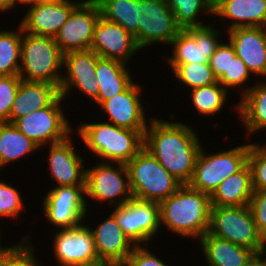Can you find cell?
Segmentation results:
<instances>
[{"label":"cell","instance_id":"6da1fadb","mask_svg":"<svg viewBox=\"0 0 266 266\" xmlns=\"http://www.w3.org/2000/svg\"><path fill=\"white\" fill-rule=\"evenodd\" d=\"M150 119L144 148L182 185L188 184L202 148L197 132L183 122Z\"/></svg>","mask_w":266,"mask_h":266},{"label":"cell","instance_id":"7a4b0ae2","mask_svg":"<svg viewBox=\"0 0 266 266\" xmlns=\"http://www.w3.org/2000/svg\"><path fill=\"white\" fill-rule=\"evenodd\" d=\"M159 205L161 227L198 240L208 232L212 208L209 194L183 184Z\"/></svg>","mask_w":266,"mask_h":266},{"label":"cell","instance_id":"3957f363","mask_svg":"<svg viewBox=\"0 0 266 266\" xmlns=\"http://www.w3.org/2000/svg\"><path fill=\"white\" fill-rule=\"evenodd\" d=\"M77 132L101 162H129L143 147L145 131H133L110 122L82 123Z\"/></svg>","mask_w":266,"mask_h":266},{"label":"cell","instance_id":"277c9868","mask_svg":"<svg viewBox=\"0 0 266 266\" xmlns=\"http://www.w3.org/2000/svg\"><path fill=\"white\" fill-rule=\"evenodd\" d=\"M63 53L53 37L22 32L19 76L28 82H45L60 87ZM61 71V72H60Z\"/></svg>","mask_w":266,"mask_h":266},{"label":"cell","instance_id":"5b68a950","mask_svg":"<svg viewBox=\"0 0 266 266\" xmlns=\"http://www.w3.org/2000/svg\"><path fill=\"white\" fill-rule=\"evenodd\" d=\"M125 165L135 199L160 203L182 185L144 147Z\"/></svg>","mask_w":266,"mask_h":266},{"label":"cell","instance_id":"8992f818","mask_svg":"<svg viewBox=\"0 0 266 266\" xmlns=\"http://www.w3.org/2000/svg\"><path fill=\"white\" fill-rule=\"evenodd\" d=\"M250 143L207 154L202 146L188 185L211 195L227 177L248 163Z\"/></svg>","mask_w":266,"mask_h":266},{"label":"cell","instance_id":"52a82bcc","mask_svg":"<svg viewBox=\"0 0 266 266\" xmlns=\"http://www.w3.org/2000/svg\"><path fill=\"white\" fill-rule=\"evenodd\" d=\"M208 232L254 252L266 244L257 231L249 205L212 206Z\"/></svg>","mask_w":266,"mask_h":266},{"label":"cell","instance_id":"ba28073f","mask_svg":"<svg viewBox=\"0 0 266 266\" xmlns=\"http://www.w3.org/2000/svg\"><path fill=\"white\" fill-rule=\"evenodd\" d=\"M63 101L64 98L59 95L48 107L34 110L12 123L40 148L61 142L74 133L64 114Z\"/></svg>","mask_w":266,"mask_h":266},{"label":"cell","instance_id":"9c48e42d","mask_svg":"<svg viewBox=\"0 0 266 266\" xmlns=\"http://www.w3.org/2000/svg\"><path fill=\"white\" fill-rule=\"evenodd\" d=\"M114 165V166H113ZM116 165V166H115ZM118 166V168H116ZM119 206L133 198L124 163L100 162L87 167L85 197ZM119 200V201H118Z\"/></svg>","mask_w":266,"mask_h":266},{"label":"cell","instance_id":"30bf717a","mask_svg":"<svg viewBox=\"0 0 266 266\" xmlns=\"http://www.w3.org/2000/svg\"><path fill=\"white\" fill-rule=\"evenodd\" d=\"M114 208L111 213L124 234L135 246H140V243L146 244L149 239L156 237L158 231L161 230L160 205L158 202L132 198Z\"/></svg>","mask_w":266,"mask_h":266},{"label":"cell","instance_id":"8fae6325","mask_svg":"<svg viewBox=\"0 0 266 266\" xmlns=\"http://www.w3.org/2000/svg\"><path fill=\"white\" fill-rule=\"evenodd\" d=\"M55 187V188H54ZM43 199L45 218L58 229L82 224L88 212L85 186H54Z\"/></svg>","mask_w":266,"mask_h":266},{"label":"cell","instance_id":"7c38bea8","mask_svg":"<svg viewBox=\"0 0 266 266\" xmlns=\"http://www.w3.org/2000/svg\"><path fill=\"white\" fill-rule=\"evenodd\" d=\"M55 232L53 252L61 266H104L98 258L91 227L84 222Z\"/></svg>","mask_w":266,"mask_h":266},{"label":"cell","instance_id":"4fadbf2b","mask_svg":"<svg viewBox=\"0 0 266 266\" xmlns=\"http://www.w3.org/2000/svg\"><path fill=\"white\" fill-rule=\"evenodd\" d=\"M100 17L99 6L95 0L80 1L54 37L60 51L65 54L90 49Z\"/></svg>","mask_w":266,"mask_h":266},{"label":"cell","instance_id":"5bb4252c","mask_svg":"<svg viewBox=\"0 0 266 266\" xmlns=\"http://www.w3.org/2000/svg\"><path fill=\"white\" fill-rule=\"evenodd\" d=\"M220 35L210 23L181 29L170 44L172 56H166V60L169 64L209 63L221 43Z\"/></svg>","mask_w":266,"mask_h":266},{"label":"cell","instance_id":"9a60e30c","mask_svg":"<svg viewBox=\"0 0 266 266\" xmlns=\"http://www.w3.org/2000/svg\"><path fill=\"white\" fill-rule=\"evenodd\" d=\"M138 8L144 14L138 24V46L141 50L152 43L171 44L181 28L166 0H138Z\"/></svg>","mask_w":266,"mask_h":266},{"label":"cell","instance_id":"2e32d148","mask_svg":"<svg viewBox=\"0 0 266 266\" xmlns=\"http://www.w3.org/2000/svg\"><path fill=\"white\" fill-rule=\"evenodd\" d=\"M97 54L91 50L70 51L63 54L62 76L59 87L60 95L67 100V95L74 89L86 94L98 104V80L95 78Z\"/></svg>","mask_w":266,"mask_h":266},{"label":"cell","instance_id":"e0dca14e","mask_svg":"<svg viewBox=\"0 0 266 266\" xmlns=\"http://www.w3.org/2000/svg\"><path fill=\"white\" fill-rule=\"evenodd\" d=\"M134 82L121 94L103 101L99 107L109 117L107 121L118 127L133 131H145L147 121L145 108L140 99L142 88Z\"/></svg>","mask_w":266,"mask_h":266},{"label":"cell","instance_id":"ac0fdd59","mask_svg":"<svg viewBox=\"0 0 266 266\" xmlns=\"http://www.w3.org/2000/svg\"><path fill=\"white\" fill-rule=\"evenodd\" d=\"M80 1H39L29 6L20 21L23 31L30 34L55 37L67 21L72 9Z\"/></svg>","mask_w":266,"mask_h":266},{"label":"cell","instance_id":"d6986e66","mask_svg":"<svg viewBox=\"0 0 266 266\" xmlns=\"http://www.w3.org/2000/svg\"><path fill=\"white\" fill-rule=\"evenodd\" d=\"M90 49L99 57L116 59L126 64H129L130 58L141 50L132 34L122 26L102 17L95 26Z\"/></svg>","mask_w":266,"mask_h":266},{"label":"cell","instance_id":"ffe728a7","mask_svg":"<svg viewBox=\"0 0 266 266\" xmlns=\"http://www.w3.org/2000/svg\"><path fill=\"white\" fill-rule=\"evenodd\" d=\"M65 140L49 144L48 164L51 180H55L57 186H85L86 169L84 158L74 149L71 137Z\"/></svg>","mask_w":266,"mask_h":266},{"label":"cell","instance_id":"44dd1931","mask_svg":"<svg viewBox=\"0 0 266 266\" xmlns=\"http://www.w3.org/2000/svg\"><path fill=\"white\" fill-rule=\"evenodd\" d=\"M96 228H92L95 249L103 265L123 264L135 247L124 234L112 213Z\"/></svg>","mask_w":266,"mask_h":266},{"label":"cell","instance_id":"7402d4cb","mask_svg":"<svg viewBox=\"0 0 266 266\" xmlns=\"http://www.w3.org/2000/svg\"><path fill=\"white\" fill-rule=\"evenodd\" d=\"M236 55L251 74L266 78V28L238 27L227 31Z\"/></svg>","mask_w":266,"mask_h":266},{"label":"cell","instance_id":"603a6c76","mask_svg":"<svg viewBox=\"0 0 266 266\" xmlns=\"http://www.w3.org/2000/svg\"><path fill=\"white\" fill-rule=\"evenodd\" d=\"M213 14L223 17V21L232 20L228 31L238 27L266 28V0H220L213 6Z\"/></svg>","mask_w":266,"mask_h":266},{"label":"cell","instance_id":"cb8c5ba5","mask_svg":"<svg viewBox=\"0 0 266 266\" xmlns=\"http://www.w3.org/2000/svg\"><path fill=\"white\" fill-rule=\"evenodd\" d=\"M59 95L55 85L21 80L10 111V123L34 110L48 107Z\"/></svg>","mask_w":266,"mask_h":266},{"label":"cell","instance_id":"d4e9b609","mask_svg":"<svg viewBox=\"0 0 266 266\" xmlns=\"http://www.w3.org/2000/svg\"><path fill=\"white\" fill-rule=\"evenodd\" d=\"M128 65L116 59L97 55L95 78L98 80V105L115 95L121 94L133 82Z\"/></svg>","mask_w":266,"mask_h":266},{"label":"cell","instance_id":"484cf974","mask_svg":"<svg viewBox=\"0 0 266 266\" xmlns=\"http://www.w3.org/2000/svg\"><path fill=\"white\" fill-rule=\"evenodd\" d=\"M199 245L209 266H242L254 253L249 248L236 245L206 232Z\"/></svg>","mask_w":266,"mask_h":266},{"label":"cell","instance_id":"4316f807","mask_svg":"<svg viewBox=\"0 0 266 266\" xmlns=\"http://www.w3.org/2000/svg\"><path fill=\"white\" fill-rule=\"evenodd\" d=\"M252 173L247 163L240 171L227 177L210 195L212 206L249 205L253 195Z\"/></svg>","mask_w":266,"mask_h":266},{"label":"cell","instance_id":"83f0119b","mask_svg":"<svg viewBox=\"0 0 266 266\" xmlns=\"http://www.w3.org/2000/svg\"><path fill=\"white\" fill-rule=\"evenodd\" d=\"M241 100L238 102L237 111L240 119L245 124L246 135L249 136L259 130L266 129V82L255 83L242 90Z\"/></svg>","mask_w":266,"mask_h":266},{"label":"cell","instance_id":"f1b7e54d","mask_svg":"<svg viewBox=\"0 0 266 266\" xmlns=\"http://www.w3.org/2000/svg\"><path fill=\"white\" fill-rule=\"evenodd\" d=\"M100 16L111 23L122 26L135 37L138 44V24L144 15L138 8V0H95Z\"/></svg>","mask_w":266,"mask_h":266},{"label":"cell","instance_id":"f546056e","mask_svg":"<svg viewBox=\"0 0 266 266\" xmlns=\"http://www.w3.org/2000/svg\"><path fill=\"white\" fill-rule=\"evenodd\" d=\"M38 149L40 147L13 123H0V169Z\"/></svg>","mask_w":266,"mask_h":266},{"label":"cell","instance_id":"4dcf8cb0","mask_svg":"<svg viewBox=\"0 0 266 266\" xmlns=\"http://www.w3.org/2000/svg\"><path fill=\"white\" fill-rule=\"evenodd\" d=\"M0 31V75H19L23 29Z\"/></svg>","mask_w":266,"mask_h":266},{"label":"cell","instance_id":"1f68e13d","mask_svg":"<svg viewBox=\"0 0 266 266\" xmlns=\"http://www.w3.org/2000/svg\"><path fill=\"white\" fill-rule=\"evenodd\" d=\"M166 3L181 29L205 25L198 19L201 12L213 14V6L208 0H166Z\"/></svg>","mask_w":266,"mask_h":266},{"label":"cell","instance_id":"d6a6232c","mask_svg":"<svg viewBox=\"0 0 266 266\" xmlns=\"http://www.w3.org/2000/svg\"><path fill=\"white\" fill-rule=\"evenodd\" d=\"M191 100L198 115L213 116L223 109L229 92L219 83L192 89Z\"/></svg>","mask_w":266,"mask_h":266},{"label":"cell","instance_id":"836d02e7","mask_svg":"<svg viewBox=\"0 0 266 266\" xmlns=\"http://www.w3.org/2000/svg\"><path fill=\"white\" fill-rule=\"evenodd\" d=\"M176 79L192 90L218 82L209 63L168 64Z\"/></svg>","mask_w":266,"mask_h":266},{"label":"cell","instance_id":"e575fe53","mask_svg":"<svg viewBox=\"0 0 266 266\" xmlns=\"http://www.w3.org/2000/svg\"><path fill=\"white\" fill-rule=\"evenodd\" d=\"M29 236L23 237L18 244L12 245L5 253L0 255V266H43L37 262L33 245Z\"/></svg>","mask_w":266,"mask_h":266},{"label":"cell","instance_id":"d590c367","mask_svg":"<svg viewBox=\"0 0 266 266\" xmlns=\"http://www.w3.org/2000/svg\"><path fill=\"white\" fill-rule=\"evenodd\" d=\"M250 77L251 72L241 58L236 55L235 49L230 43V65L228 70H225L223 75L218 79V82L228 91L231 88L240 89L241 86L248 83L247 81L251 79Z\"/></svg>","mask_w":266,"mask_h":266},{"label":"cell","instance_id":"8d00e7d4","mask_svg":"<svg viewBox=\"0 0 266 266\" xmlns=\"http://www.w3.org/2000/svg\"><path fill=\"white\" fill-rule=\"evenodd\" d=\"M248 164L252 173L253 190L266 189V144L250 143Z\"/></svg>","mask_w":266,"mask_h":266},{"label":"cell","instance_id":"74e56055","mask_svg":"<svg viewBox=\"0 0 266 266\" xmlns=\"http://www.w3.org/2000/svg\"><path fill=\"white\" fill-rule=\"evenodd\" d=\"M21 80L19 75H0V123H10V111Z\"/></svg>","mask_w":266,"mask_h":266},{"label":"cell","instance_id":"f35d334b","mask_svg":"<svg viewBox=\"0 0 266 266\" xmlns=\"http://www.w3.org/2000/svg\"><path fill=\"white\" fill-rule=\"evenodd\" d=\"M23 207L20 191L5 181H0V217L17 219Z\"/></svg>","mask_w":266,"mask_h":266},{"label":"cell","instance_id":"ab89813d","mask_svg":"<svg viewBox=\"0 0 266 266\" xmlns=\"http://www.w3.org/2000/svg\"><path fill=\"white\" fill-rule=\"evenodd\" d=\"M249 207L253 214L257 231L266 241V189L254 190Z\"/></svg>","mask_w":266,"mask_h":266},{"label":"cell","instance_id":"60d3db41","mask_svg":"<svg viewBox=\"0 0 266 266\" xmlns=\"http://www.w3.org/2000/svg\"><path fill=\"white\" fill-rule=\"evenodd\" d=\"M124 266H168V264L154 255L144 245L135 246L132 253L127 257Z\"/></svg>","mask_w":266,"mask_h":266},{"label":"cell","instance_id":"b9f144b4","mask_svg":"<svg viewBox=\"0 0 266 266\" xmlns=\"http://www.w3.org/2000/svg\"><path fill=\"white\" fill-rule=\"evenodd\" d=\"M210 67L219 79L230 65V42L220 43L209 60Z\"/></svg>","mask_w":266,"mask_h":266},{"label":"cell","instance_id":"7bdbcfd3","mask_svg":"<svg viewBox=\"0 0 266 266\" xmlns=\"http://www.w3.org/2000/svg\"><path fill=\"white\" fill-rule=\"evenodd\" d=\"M242 266H266L265 255L261 251L254 252Z\"/></svg>","mask_w":266,"mask_h":266},{"label":"cell","instance_id":"ee69618b","mask_svg":"<svg viewBox=\"0 0 266 266\" xmlns=\"http://www.w3.org/2000/svg\"><path fill=\"white\" fill-rule=\"evenodd\" d=\"M13 9V0H0V12Z\"/></svg>","mask_w":266,"mask_h":266},{"label":"cell","instance_id":"f6af8a7d","mask_svg":"<svg viewBox=\"0 0 266 266\" xmlns=\"http://www.w3.org/2000/svg\"><path fill=\"white\" fill-rule=\"evenodd\" d=\"M37 2H39V0H13V9L16 8V6L21 3L23 5H34L36 4Z\"/></svg>","mask_w":266,"mask_h":266},{"label":"cell","instance_id":"bcb514c9","mask_svg":"<svg viewBox=\"0 0 266 266\" xmlns=\"http://www.w3.org/2000/svg\"><path fill=\"white\" fill-rule=\"evenodd\" d=\"M0 232H1V231H0ZM1 234H2V233H0V238H1ZM10 247H11V246H9V247H7V246H6V247H3V246L1 247V246H0V255L3 254V253H5Z\"/></svg>","mask_w":266,"mask_h":266},{"label":"cell","instance_id":"7dc6e473","mask_svg":"<svg viewBox=\"0 0 266 266\" xmlns=\"http://www.w3.org/2000/svg\"><path fill=\"white\" fill-rule=\"evenodd\" d=\"M212 6L216 5L220 0H208Z\"/></svg>","mask_w":266,"mask_h":266},{"label":"cell","instance_id":"c3c4849f","mask_svg":"<svg viewBox=\"0 0 266 266\" xmlns=\"http://www.w3.org/2000/svg\"><path fill=\"white\" fill-rule=\"evenodd\" d=\"M264 255H266V244H265V246L260 250ZM265 258H266V256H265Z\"/></svg>","mask_w":266,"mask_h":266},{"label":"cell","instance_id":"681fc988","mask_svg":"<svg viewBox=\"0 0 266 266\" xmlns=\"http://www.w3.org/2000/svg\"><path fill=\"white\" fill-rule=\"evenodd\" d=\"M108 266H124L123 264H117V265H108Z\"/></svg>","mask_w":266,"mask_h":266},{"label":"cell","instance_id":"f907efd6","mask_svg":"<svg viewBox=\"0 0 266 266\" xmlns=\"http://www.w3.org/2000/svg\"><path fill=\"white\" fill-rule=\"evenodd\" d=\"M39 1H57V0H39Z\"/></svg>","mask_w":266,"mask_h":266}]
</instances>
